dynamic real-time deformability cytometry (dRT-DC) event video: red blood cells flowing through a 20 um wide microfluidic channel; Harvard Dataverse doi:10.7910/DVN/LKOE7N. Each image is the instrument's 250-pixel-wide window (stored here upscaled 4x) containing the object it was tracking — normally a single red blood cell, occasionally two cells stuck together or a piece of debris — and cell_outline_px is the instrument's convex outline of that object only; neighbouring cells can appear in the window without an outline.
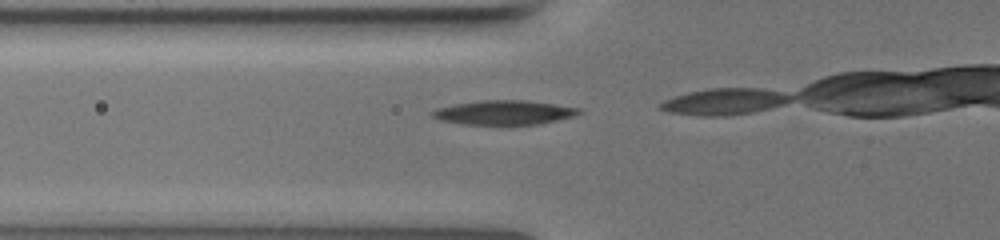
{"species": "common noctule bat (a hibernating species)", "species_latin": "Nyctalus noctula", "temperature_condition": "warm", "stored_images_in_passage": 5, "camera_frame_rate_fps": 3000, "um_per_image_px": 0.085, "animal": {"sex": "female", "body_mass_g": 19.5, "forearm_length_mm": 54.1}, "frame": {"image": 1, "passage_image": 2, "time_ms": 0.333, "image_size_px": [1000, 240], "cell_outline_px": [[580, 112], [572, 116], [556, 120], [536, 124], [460, 124], [440, 120], [432, 116], [432, 112], [436, 108], [456, 104], [480, 100], [528, 100], [580, 108]], "centroid_in_image_um": [42.81, 9.55], "position_along_channel_um": 83.0, "area_um2": 20.46}}